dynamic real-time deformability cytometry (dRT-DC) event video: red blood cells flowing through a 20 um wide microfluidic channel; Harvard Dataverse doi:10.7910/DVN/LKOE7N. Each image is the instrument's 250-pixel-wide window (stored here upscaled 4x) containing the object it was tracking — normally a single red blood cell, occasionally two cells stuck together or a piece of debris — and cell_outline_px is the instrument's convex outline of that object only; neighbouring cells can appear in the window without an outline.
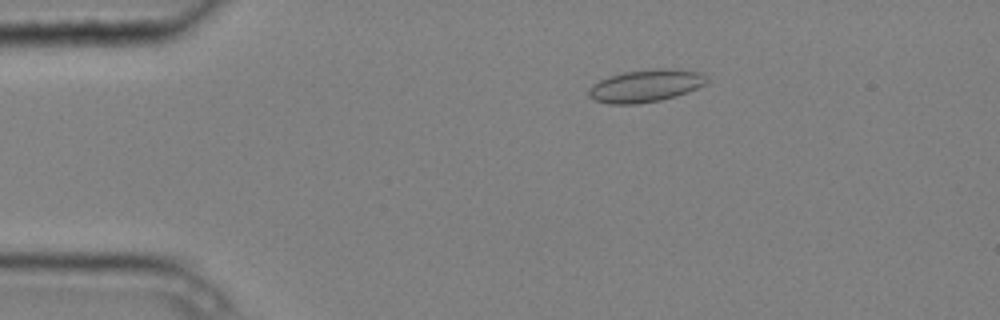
{"species": "common noctule bat (a hibernating species)", "species_latin": "Nyctalus noctula", "temperature_condition": "cold", "stored_images_in_passage": 8, "camera_frame_rate_fps": 3000, "um_per_image_px": 0.085, "animal": {"sex": "male", "body_mass_g": 20.4}, "frame": {"image": 1, "passage_image": 2, "time_ms": 0.333, "image_size_px": [1000, 320], "cell_outline_px": [[708, 80], [704, 84], [688, 92], [676, 96], [660, 100], [636, 104], [608, 104], [592, 100], [588, 96], [588, 92], [592, 84], [608, 76], [624, 72], [656, 68], [672, 68], [700, 72]], "centroid_in_image_um": [54.84, 7.29], "position_along_channel_um": 30.2, "area_um2": 22.43}}
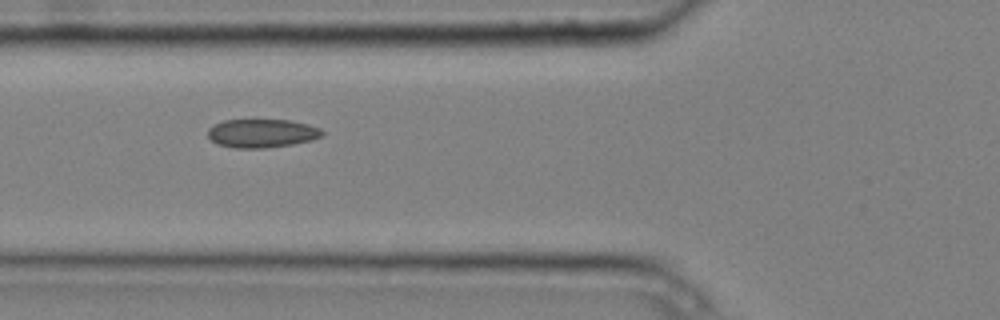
{"frame": {"image": 2, "passage_image": 5, "time_ms": 1.333, "image_size_px": [1000, 320], "cell_outline_px": [[324, 136], [312, 140], [292, 144], [268, 148], [232, 148], [216, 144], [208, 136], [208, 128], [224, 120], [292, 120], [308, 124], [320, 128], [324, 132]], "centroid_in_image_um": [22.28, 11.33], "position_along_channel_um": 103.5, "area_um2": 19.19}}
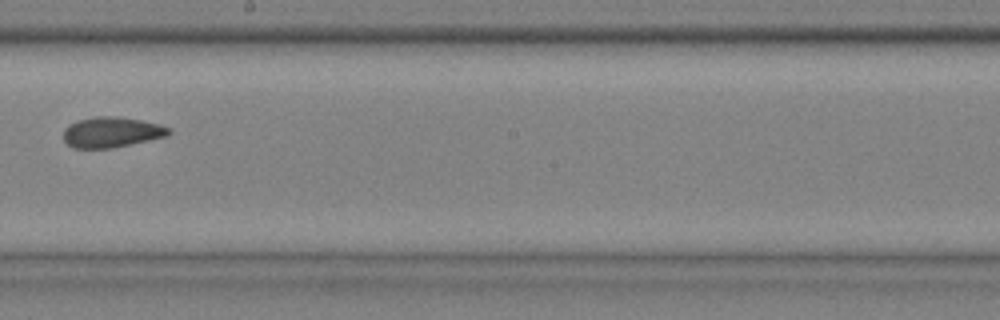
{"frame": {"image": 3, "passage_image": 8, "time_ms": 2.333, "image_size_px": [1000, 320], "cell_outline_px": [[172, 132], [168, 136], [112, 148], [72, 148], [64, 140], [64, 128], [68, 124], [76, 120], [96, 116], [116, 116], [140, 120], [160, 124], [168, 128]], "centroid_in_image_um": [9.46, 11.23], "position_along_channel_um": 238.7, "area_um2": 18.79}}